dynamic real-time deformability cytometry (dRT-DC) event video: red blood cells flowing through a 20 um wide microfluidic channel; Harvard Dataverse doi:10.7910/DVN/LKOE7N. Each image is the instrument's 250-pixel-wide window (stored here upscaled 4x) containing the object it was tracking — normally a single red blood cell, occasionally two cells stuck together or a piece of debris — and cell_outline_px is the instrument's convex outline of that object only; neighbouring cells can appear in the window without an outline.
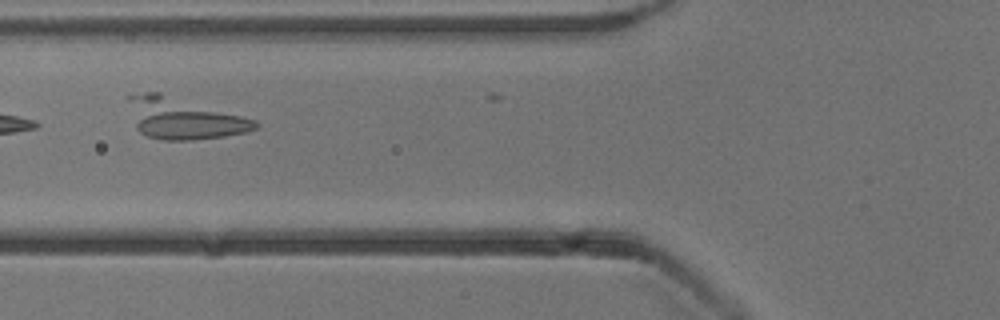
{"species": "common noctule bat (a hibernating species)", "species_latin": "Nyctalus noctula", "temperature_condition": "cold", "stored_images_in_passage": 13, "camera_frame_rate_fps": 3000, "um_per_image_px": 0.085, "animal": {"sex": "male", "body_mass_g": 13.3}, "frame": {"image": 1, "passage_image": 2, "time_ms": 0.333, "image_size_px": [1000, 320], "cell_outline_px": [[260, 124], [256, 128], [248, 132], [224, 136], [192, 140], [164, 140], [148, 136], [140, 132], [136, 128], [124, 96], [144, 92], [160, 92], [256, 120]], "centroid_in_image_um": [15.56, 10.05], "position_along_channel_um": 110.2, "area_um2": 30.52}}